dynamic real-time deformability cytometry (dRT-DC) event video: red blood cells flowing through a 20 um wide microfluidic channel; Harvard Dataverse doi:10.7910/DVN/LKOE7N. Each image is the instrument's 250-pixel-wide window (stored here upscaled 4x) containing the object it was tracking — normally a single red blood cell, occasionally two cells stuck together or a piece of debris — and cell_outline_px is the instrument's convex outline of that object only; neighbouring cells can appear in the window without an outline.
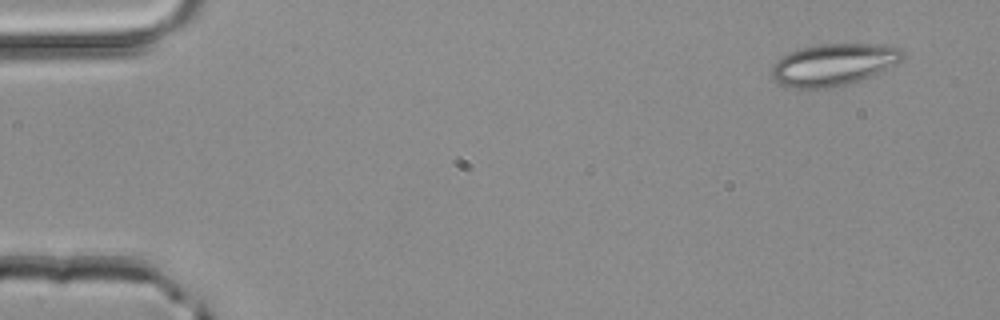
{"species": "common noctule bat (a hibernating species)", "species_latin": "Nyctalus noctula", "temperature_condition": "room temperature", "stored_images_in_passage": 3, "camera_frame_rate_fps": 3000, "um_per_image_px": 0.085, "animal": {"sex": "male", "body_mass_g": 20.4}, "frame": {"image": 1, "passage_image": 1, "time_ms": 0.0, "image_size_px": [1000, 320], "cell_outline_px": [[904, 56], [896, 64], [860, 80], [828, 88], [788, 88], [780, 84], [772, 76], [772, 64], [776, 60], [788, 52], [800, 48], [816, 44], [880, 44], [900, 48], [904, 52]], "centroid_in_image_um": [70.81, 5.48], "position_along_channel_um": 14.2, "area_um2": 31.91}}